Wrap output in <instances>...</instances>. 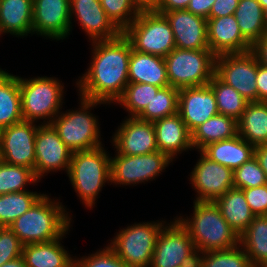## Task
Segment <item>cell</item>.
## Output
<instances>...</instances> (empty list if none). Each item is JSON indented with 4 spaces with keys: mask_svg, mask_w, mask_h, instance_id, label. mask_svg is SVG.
Returning a JSON list of instances; mask_svg holds the SVG:
<instances>
[{
    "mask_svg": "<svg viewBox=\"0 0 267 267\" xmlns=\"http://www.w3.org/2000/svg\"><path fill=\"white\" fill-rule=\"evenodd\" d=\"M156 132V144L160 152L166 153L172 160L177 154L194 149L191 132L179 113L153 122Z\"/></svg>",
    "mask_w": 267,
    "mask_h": 267,
    "instance_id": "cell-22",
    "label": "cell"
},
{
    "mask_svg": "<svg viewBox=\"0 0 267 267\" xmlns=\"http://www.w3.org/2000/svg\"><path fill=\"white\" fill-rule=\"evenodd\" d=\"M257 69L258 61L251 50L221 54L215 59V75L238 91L249 103L258 102Z\"/></svg>",
    "mask_w": 267,
    "mask_h": 267,
    "instance_id": "cell-11",
    "label": "cell"
},
{
    "mask_svg": "<svg viewBox=\"0 0 267 267\" xmlns=\"http://www.w3.org/2000/svg\"><path fill=\"white\" fill-rule=\"evenodd\" d=\"M164 59L169 85L177 89L207 85L215 75L216 55L210 49L175 47Z\"/></svg>",
    "mask_w": 267,
    "mask_h": 267,
    "instance_id": "cell-7",
    "label": "cell"
},
{
    "mask_svg": "<svg viewBox=\"0 0 267 267\" xmlns=\"http://www.w3.org/2000/svg\"><path fill=\"white\" fill-rule=\"evenodd\" d=\"M110 162L111 156L103 146L72 153L67 175L80 201L88 208L95 206L102 187L111 182Z\"/></svg>",
    "mask_w": 267,
    "mask_h": 267,
    "instance_id": "cell-4",
    "label": "cell"
},
{
    "mask_svg": "<svg viewBox=\"0 0 267 267\" xmlns=\"http://www.w3.org/2000/svg\"><path fill=\"white\" fill-rule=\"evenodd\" d=\"M174 220L160 230L150 267L197 266L198 253L190 234L177 218Z\"/></svg>",
    "mask_w": 267,
    "mask_h": 267,
    "instance_id": "cell-10",
    "label": "cell"
},
{
    "mask_svg": "<svg viewBox=\"0 0 267 267\" xmlns=\"http://www.w3.org/2000/svg\"><path fill=\"white\" fill-rule=\"evenodd\" d=\"M20 256H3L0 254V266L4 263H7L8 261H11L13 259H16Z\"/></svg>",
    "mask_w": 267,
    "mask_h": 267,
    "instance_id": "cell-52",
    "label": "cell"
},
{
    "mask_svg": "<svg viewBox=\"0 0 267 267\" xmlns=\"http://www.w3.org/2000/svg\"><path fill=\"white\" fill-rule=\"evenodd\" d=\"M172 28L175 47L188 50L209 49L207 19L194 15L187 9L162 13Z\"/></svg>",
    "mask_w": 267,
    "mask_h": 267,
    "instance_id": "cell-20",
    "label": "cell"
},
{
    "mask_svg": "<svg viewBox=\"0 0 267 267\" xmlns=\"http://www.w3.org/2000/svg\"><path fill=\"white\" fill-rule=\"evenodd\" d=\"M234 16L242 36L251 45L267 33L264 10L258 0H239Z\"/></svg>",
    "mask_w": 267,
    "mask_h": 267,
    "instance_id": "cell-32",
    "label": "cell"
},
{
    "mask_svg": "<svg viewBox=\"0 0 267 267\" xmlns=\"http://www.w3.org/2000/svg\"><path fill=\"white\" fill-rule=\"evenodd\" d=\"M256 85L258 102H267V67L258 63Z\"/></svg>",
    "mask_w": 267,
    "mask_h": 267,
    "instance_id": "cell-46",
    "label": "cell"
},
{
    "mask_svg": "<svg viewBox=\"0 0 267 267\" xmlns=\"http://www.w3.org/2000/svg\"><path fill=\"white\" fill-rule=\"evenodd\" d=\"M75 267H129L109 247L105 246L89 256L75 258Z\"/></svg>",
    "mask_w": 267,
    "mask_h": 267,
    "instance_id": "cell-41",
    "label": "cell"
},
{
    "mask_svg": "<svg viewBox=\"0 0 267 267\" xmlns=\"http://www.w3.org/2000/svg\"><path fill=\"white\" fill-rule=\"evenodd\" d=\"M173 161L166 153L159 150L135 156L116 153L114 158L111 157L110 183L125 186L154 180Z\"/></svg>",
    "mask_w": 267,
    "mask_h": 267,
    "instance_id": "cell-12",
    "label": "cell"
},
{
    "mask_svg": "<svg viewBox=\"0 0 267 267\" xmlns=\"http://www.w3.org/2000/svg\"><path fill=\"white\" fill-rule=\"evenodd\" d=\"M131 3L138 13L157 12L160 0H131Z\"/></svg>",
    "mask_w": 267,
    "mask_h": 267,
    "instance_id": "cell-49",
    "label": "cell"
},
{
    "mask_svg": "<svg viewBox=\"0 0 267 267\" xmlns=\"http://www.w3.org/2000/svg\"><path fill=\"white\" fill-rule=\"evenodd\" d=\"M179 89L166 86L160 88L150 103L137 116V118L155 122L167 116L178 113Z\"/></svg>",
    "mask_w": 267,
    "mask_h": 267,
    "instance_id": "cell-34",
    "label": "cell"
},
{
    "mask_svg": "<svg viewBox=\"0 0 267 267\" xmlns=\"http://www.w3.org/2000/svg\"><path fill=\"white\" fill-rule=\"evenodd\" d=\"M80 102L78 110L60 112L51 122L60 139L72 152L87 151L102 146L100 125L90 109L98 104L106 103L89 100L81 96Z\"/></svg>",
    "mask_w": 267,
    "mask_h": 267,
    "instance_id": "cell-5",
    "label": "cell"
},
{
    "mask_svg": "<svg viewBox=\"0 0 267 267\" xmlns=\"http://www.w3.org/2000/svg\"><path fill=\"white\" fill-rule=\"evenodd\" d=\"M116 153L122 155H143L158 151L153 122L129 117L123 120L112 136Z\"/></svg>",
    "mask_w": 267,
    "mask_h": 267,
    "instance_id": "cell-17",
    "label": "cell"
},
{
    "mask_svg": "<svg viewBox=\"0 0 267 267\" xmlns=\"http://www.w3.org/2000/svg\"><path fill=\"white\" fill-rule=\"evenodd\" d=\"M70 0H33V34L63 40L70 35Z\"/></svg>",
    "mask_w": 267,
    "mask_h": 267,
    "instance_id": "cell-16",
    "label": "cell"
},
{
    "mask_svg": "<svg viewBox=\"0 0 267 267\" xmlns=\"http://www.w3.org/2000/svg\"><path fill=\"white\" fill-rule=\"evenodd\" d=\"M239 244L247 253L253 267H267V215L254 216L239 236Z\"/></svg>",
    "mask_w": 267,
    "mask_h": 267,
    "instance_id": "cell-31",
    "label": "cell"
},
{
    "mask_svg": "<svg viewBox=\"0 0 267 267\" xmlns=\"http://www.w3.org/2000/svg\"><path fill=\"white\" fill-rule=\"evenodd\" d=\"M254 156L267 177V144L255 146Z\"/></svg>",
    "mask_w": 267,
    "mask_h": 267,
    "instance_id": "cell-50",
    "label": "cell"
},
{
    "mask_svg": "<svg viewBox=\"0 0 267 267\" xmlns=\"http://www.w3.org/2000/svg\"><path fill=\"white\" fill-rule=\"evenodd\" d=\"M198 267H253L240 244L230 249L198 253Z\"/></svg>",
    "mask_w": 267,
    "mask_h": 267,
    "instance_id": "cell-36",
    "label": "cell"
},
{
    "mask_svg": "<svg viewBox=\"0 0 267 267\" xmlns=\"http://www.w3.org/2000/svg\"><path fill=\"white\" fill-rule=\"evenodd\" d=\"M215 0H190L187 10L194 15L208 19Z\"/></svg>",
    "mask_w": 267,
    "mask_h": 267,
    "instance_id": "cell-45",
    "label": "cell"
},
{
    "mask_svg": "<svg viewBox=\"0 0 267 267\" xmlns=\"http://www.w3.org/2000/svg\"><path fill=\"white\" fill-rule=\"evenodd\" d=\"M191 174V184L197 192L195 202H211L233 188V170L210 160L201 151Z\"/></svg>",
    "mask_w": 267,
    "mask_h": 267,
    "instance_id": "cell-15",
    "label": "cell"
},
{
    "mask_svg": "<svg viewBox=\"0 0 267 267\" xmlns=\"http://www.w3.org/2000/svg\"><path fill=\"white\" fill-rule=\"evenodd\" d=\"M33 34V0H0V35Z\"/></svg>",
    "mask_w": 267,
    "mask_h": 267,
    "instance_id": "cell-24",
    "label": "cell"
},
{
    "mask_svg": "<svg viewBox=\"0 0 267 267\" xmlns=\"http://www.w3.org/2000/svg\"><path fill=\"white\" fill-rule=\"evenodd\" d=\"M251 51L255 54L258 63L267 67V33L252 45Z\"/></svg>",
    "mask_w": 267,
    "mask_h": 267,
    "instance_id": "cell-47",
    "label": "cell"
},
{
    "mask_svg": "<svg viewBox=\"0 0 267 267\" xmlns=\"http://www.w3.org/2000/svg\"><path fill=\"white\" fill-rule=\"evenodd\" d=\"M38 126L22 120L0 130L1 160L35 169V138Z\"/></svg>",
    "mask_w": 267,
    "mask_h": 267,
    "instance_id": "cell-13",
    "label": "cell"
},
{
    "mask_svg": "<svg viewBox=\"0 0 267 267\" xmlns=\"http://www.w3.org/2000/svg\"><path fill=\"white\" fill-rule=\"evenodd\" d=\"M209 49L216 55L242 53L251 50L252 45L242 36L234 14L207 19Z\"/></svg>",
    "mask_w": 267,
    "mask_h": 267,
    "instance_id": "cell-21",
    "label": "cell"
},
{
    "mask_svg": "<svg viewBox=\"0 0 267 267\" xmlns=\"http://www.w3.org/2000/svg\"><path fill=\"white\" fill-rule=\"evenodd\" d=\"M0 267H27L22 256L2 264Z\"/></svg>",
    "mask_w": 267,
    "mask_h": 267,
    "instance_id": "cell-51",
    "label": "cell"
},
{
    "mask_svg": "<svg viewBox=\"0 0 267 267\" xmlns=\"http://www.w3.org/2000/svg\"><path fill=\"white\" fill-rule=\"evenodd\" d=\"M19 86L23 120L37 122L42 119L43 124H51L62 108L63 83L47 76L31 79L19 77Z\"/></svg>",
    "mask_w": 267,
    "mask_h": 267,
    "instance_id": "cell-6",
    "label": "cell"
},
{
    "mask_svg": "<svg viewBox=\"0 0 267 267\" xmlns=\"http://www.w3.org/2000/svg\"><path fill=\"white\" fill-rule=\"evenodd\" d=\"M22 120L19 76L0 68V130Z\"/></svg>",
    "mask_w": 267,
    "mask_h": 267,
    "instance_id": "cell-28",
    "label": "cell"
},
{
    "mask_svg": "<svg viewBox=\"0 0 267 267\" xmlns=\"http://www.w3.org/2000/svg\"><path fill=\"white\" fill-rule=\"evenodd\" d=\"M73 16L91 42L114 39L122 33L105 13L100 0H70V18Z\"/></svg>",
    "mask_w": 267,
    "mask_h": 267,
    "instance_id": "cell-19",
    "label": "cell"
},
{
    "mask_svg": "<svg viewBox=\"0 0 267 267\" xmlns=\"http://www.w3.org/2000/svg\"><path fill=\"white\" fill-rule=\"evenodd\" d=\"M92 46L89 68L76 82L79 95L107 105L115 104L129 83L131 42L122 32L114 39L93 41Z\"/></svg>",
    "mask_w": 267,
    "mask_h": 267,
    "instance_id": "cell-1",
    "label": "cell"
},
{
    "mask_svg": "<svg viewBox=\"0 0 267 267\" xmlns=\"http://www.w3.org/2000/svg\"><path fill=\"white\" fill-rule=\"evenodd\" d=\"M238 135V121L218 114L209 118L191 132L193 148L201 151L210 143L228 140Z\"/></svg>",
    "mask_w": 267,
    "mask_h": 267,
    "instance_id": "cell-29",
    "label": "cell"
},
{
    "mask_svg": "<svg viewBox=\"0 0 267 267\" xmlns=\"http://www.w3.org/2000/svg\"><path fill=\"white\" fill-rule=\"evenodd\" d=\"M258 2L262 6L263 10L267 9V0H258Z\"/></svg>",
    "mask_w": 267,
    "mask_h": 267,
    "instance_id": "cell-53",
    "label": "cell"
},
{
    "mask_svg": "<svg viewBox=\"0 0 267 267\" xmlns=\"http://www.w3.org/2000/svg\"><path fill=\"white\" fill-rule=\"evenodd\" d=\"M238 135L251 145L267 144V102H250L238 120Z\"/></svg>",
    "mask_w": 267,
    "mask_h": 267,
    "instance_id": "cell-30",
    "label": "cell"
},
{
    "mask_svg": "<svg viewBox=\"0 0 267 267\" xmlns=\"http://www.w3.org/2000/svg\"><path fill=\"white\" fill-rule=\"evenodd\" d=\"M214 203L219 207L222 217L240 236L254 219L242 189L231 188Z\"/></svg>",
    "mask_w": 267,
    "mask_h": 267,
    "instance_id": "cell-27",
    "label": "cell"
},
{
    "mask_svg": "<svg viewBox=\"0 0 267 267\" xmlns=\"http://www.w3.org/2000/svg\"><path fill=\"white\" fill-rule=\"evenodd\" d=\"M178 113L190 132L218 115L215 95L209 84L179 89Z\"/></svg>",
    "mask_w": 267,
    "mask_h": 267,
    "instance_id": "cell-18",
    "label": "cell"
},
{
    "mask_svg": "<svg viewBox=\"0 0 267 267\" xmlns=\"http://www.w3.org/2000/svg\"><path fill=\"white\" fill-rule=\"evenodd\" d=\"M136 51L165 58L174 48L175 39L166 17L157 12H141L123 31Z\"/></svg>",
    "mask_w": 267,
    "mask_h": 267,
    "instance_id": "cell-9",
    "label": "cell"
},
{
    "mask_svg": "<svg viewBox=\"0 0 267 267\" xmlns=\"http://www.w3.org/2000/svg\"><path fill=\"white\" fill-rule=\"evenodd\" d=\"M63 237L43 243L23 246L22 257L27 267H75L72 258L61 244Z\"/></svg>",
    "mask_w": 267,
    "mask_h": 267,
    "instance_id": "cell-25",
    "label": "cell"
},
{
    "mask_svg": "<svg viewBox=\"0 0 267 267\" xmlns=\"http://www.w3.org/2000/svg\"><path fill=\"white\" fill-rule=\"evenodd\" d=\"M242 190L252 213L255 216L267 215V184Z\"/></svg>",
    "mask_w": 267,
    "mask_h": 267,
    "instance_id": "cell-42",
    "label": "cell"
},
{
    "mask_svg": "<svg viewBox=\"0 0 267 267\" xmlns=\"http://www.w3.org/2000/svg\"><path fill=\"white\" fill-rule=\"evenodd\" d=\"M129 83H145L157 87L169 86L166 62L163 57L142 53L131 49Z\"/></svg>",
    "mask_w": 267,
    "mask_h": 267,
    "instance_id": "cell-23",
    "label": "cell"
},
{
    "mask_svg": "<svg viewBox=\"0 0 267 267\" xmlns=\"http://www.w3.org/2000/svg\"><path fill=\"white\" fill-rule=\"evenodd\" d=\"M193 216L177 220L187 229L197 253L225 250L239 244V236L213 202H195Z\"/></svg>",
    "mask_w": 267,
    "mask_h": 267,
    "instance_id": "cell-3",
    "label": "cell"
},
{
    "mask_svg": "<svg viewBox=\"0 0 267 267\" xmlns=\"http://www.w3.org/2000/svg\"><path fill=\"white\" fill-rule=\"evenodd\" d=\"M254 148L253 145L237 135L228 140L210 143L201 152L210 160L234 171L254 156Z\"/></svg>",
    "mask_w": 267,
    "mask_h": 267,
    "instance_id": "cell-26",
    "label": "cell"
},
{
    "mask_svg": "<svg viewBox=\"0 0 267 267\" xmlns=\"http://www.w3.org/2000/svg\"><path fill=\"white\" fill-rule=\"evenodd\" d=\"M208 84L215 95L218 113L238 121L249 102L233 87L222 82L216 75L212 77Z\"/></svg>",
    "mask_w": 267,
    "mask_h": 267,
    "instance_id": "cell-33",
    "label": "cell"
},
{
    "mask_svg": "<svg viewBox=\"0 0 267 267\" xmlns=\"http://www.w3.org/2000/svg\"><path fill=\"white\" fill-rule=\"evenodd\" d=\"M64 206L43 194L32 206L8 227L23 245L49 242L65 237L72 217Z\"/></svg>",
    "mask_w": 267,
    "mask_h": 267,
    "instance_id": "cell-2",
    "label": "cell"
},
{
    "mask_svg": "<svg viewBox=\"0 0 267 267\" xmlns=\"http://www.w3.org/2000/svg\"><path fill=\"white\" fill-rule=\"evenodd\" d=\"M264 23L267 29V9L264 10Z\"/></svg>",
    "mask_w": 267,
    "mask_h": 267,
    "instance_id": "cell-54",
    "label": "cell"
},
{
    "mask_svg": "<svg viewBox=\"0 0 267 267\" xmlns=\"http://www.w3.org/2000/svg\"><path fill=\"white\" fill-rule=\"evenodd\" d=\"M239 4V0H215L208 18H219L233 15Z\"/></svg>",
    "mask_w": 267,
    "mask_h": 267,
    "instance_id": "cell-44",
    "label": "cell"
},
{
    "mask_svg": "<svg viewBox=\"0 0 267 267\" xmlns=\"http://www.w3.org/2000/svg\"><path fill=\"white\" fill-rule=\"evenodd\" d=\"M107 16L123 32L138 16L131 0H100Z\"/></svg>",
    "mask_w": 267,
    "mask_h": 267,
    "instance_id": "cell-40",
    "label": "cell"
},
{
    "mask_svg": "<svg viewBox=\"0 0 267 267\" xmlns=\"http://www.w3.org/2000/svg\"><path fill=\"white\" fill-rule=\"evenodd\" d=\"M72 151L60 139L52 124H39L35 138L34 174L39 180L51 171H69Z\"/></svg>",
    "mask_w": 267,
    "mask_h": 267,
    "instance_id": "cell-14",
    "label": "cell"
},
{
    "mask_svg": "<svg viewBox=\"0 0 267 267\" xmlns=\"http://www.w3.org/2000/svg\"><path fill=\"white\" fill-rule=\"evenodd\" d=\"M166 221L142 222L123 228L108 245L129 267H150L157 236Z\"/></svg>",
    "mask_w": 267,
    "mask_h": 267,
    "instance_id": "cell-8",
    "label": "cell"
},
{
    "mask_svg": "<svg viewBox=\"0 0 267 267\" xmlns=\"http://www.w3.org/2000/svg\"><path fill=\"white\" fill-rule=\"evenodd\" d=\"M161 87L145 83H128L122 96L115 102L124 106L130 114L129 117H137L151 102L154 95Z\"/></svg>",
    "mask_w": 267,
    "mask_h": 267,
    "instance_id": "cell-37",
    "label": "cell"
},
{
    "mask_svg": "<svg viewBox=\"0 0 267 267\" xmlns=\"http://www.w3.org/2000/svg\"><path fill=\"white\" fill-rule=\"evenodd\" d=\"M42 195L29 190L0 195V225L8 227L28 211Z\"/></svg>",
    "mask_w": 267,
    "mask_h": 267,
    "instance_id": "cell-35",
    "label": "cell"
},
{
    "mask_svg": "<svg viewBox=\"0 0 267 267\" xmlns=\"http://www.w3.org/2000/svg\"><path fill=\"white\" fill-rule=\"evenodd\" d=\"M38 181L32 169L0 161V195L27 191L26 185Z\"/></svg>",
    "mask_w": 267,
    "mask_h": 267,
    "instance_id": "cell-38",
    "label": "cell"
},
{
    "mask_svg": "<svg viewBox=\"0 0 267 267\" xmlns=\"http://www.w3.org/2000/svg\"><path fill=\"white\" fill-rule=\"evenodd\" d=\"M190 0H160L157 13L187 9Z\"/></svg>",
    "mask_w": 267,
    "mask_h": 267,
    "instance_id": "cell-48",
    "label": "cell"
},
{
    "mask_svg": "<svg viewBox=\"0 0 267 267\" xmlns=\"http://www.w3.org/2000/svg\"><path fill=\"white\" fill-rule=\"evenodd\" d=\"M23 244L9 228L0 231V254L3 256H22Z\"/></svg>",
    "mask_w": 267,
    "mask_h": 267,
    "instance_id": "cell-43",
    "label": "cell"
},
{
    "mask_svg": "<svg viewBox=\"0 0 267 267\" xmlns=\"http://www.w3.org/2000/svg\"><path fill=\"white\" fill-rule=\"evenodd\" d=\"M267 184V177L255 156L233 171V187L253 188Z\"/></svg>",
    "mask_w": 267,
    "mask_h": 267,
    "instance_id": "cell-39",
    "label": "cell"
}]
</instances>
